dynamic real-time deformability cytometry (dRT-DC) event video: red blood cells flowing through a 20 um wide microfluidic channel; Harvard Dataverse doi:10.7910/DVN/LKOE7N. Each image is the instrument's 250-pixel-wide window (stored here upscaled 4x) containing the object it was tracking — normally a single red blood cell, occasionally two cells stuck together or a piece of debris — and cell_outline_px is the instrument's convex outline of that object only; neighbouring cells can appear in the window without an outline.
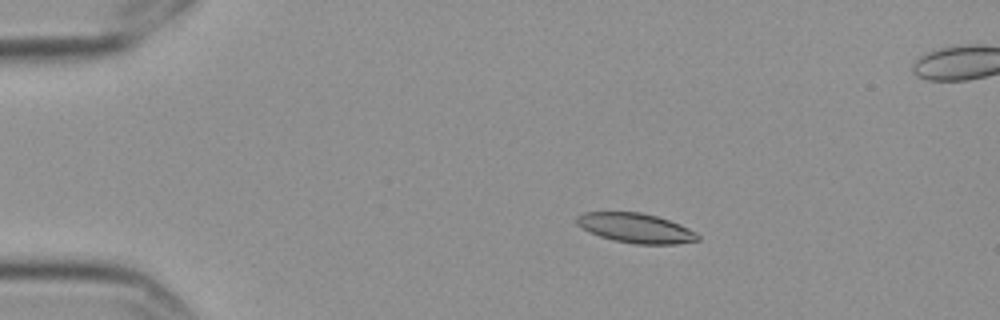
{"species": "Egyptian fruit bat (a non-hibernating species)", "species_latin": "Rousettus aegyptiacus", "temperature_condition": "cold", "stored_images_in_passage": 6, "camera_frame_rate_fps": 3000, "um_per_image_px": 0.085, "frame": {"image": 1, "passage_image": 3, "time_ms": 0.667, "image_size_px": [1000, 320], "cell_outline_px": [[700, 240], [676, 244], [636, 244], [612, 240], [600, 236], [576, 224], [576, 216], [584, 212], [640, 212], [656, 216], [680, 224], [696, 232], [700, 236]], "centroid_in_image_um": [54.06, 19.39], "position_along_channel_um": 30.9, "area_um2": 20.81}}